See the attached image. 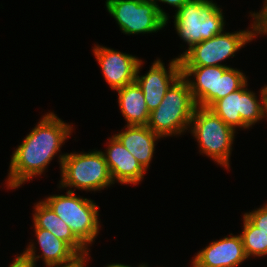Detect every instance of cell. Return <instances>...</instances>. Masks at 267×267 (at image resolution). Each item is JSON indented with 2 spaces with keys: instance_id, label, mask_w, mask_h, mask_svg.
<instances>
[{
  "instance_id": "5bb4252c",
  "label": "cell",
  "mask_w": 267,
  "mask_h": 267,
  "mask_svg": "<svg viewBox=\"0 0 267 267\" xmlns=\"http://www.w3.org/2000/svg\"><path fill=\"white\" fill-rule=\"evenodd\" d=\"M104 154L112 180L122 184H138L144 178L146 170L137 159L113 135ZM116 179V180H115Z\"/></svg>"
},
{
  "instance_id": "3957f363",
  "label": "cell",
  "mask_w": 267,
  "mask_h": 267,
  "mask_svg": "<svg viewBox=\"0 0 267 267\" xmlns=\"http://www.w3.org/2000/svg\"><path fill=\"white\" fill-rule=\"evenodd\" d=\"M196 107L188 82L181 75L150 112L147 126L161 138L181 135L188 130Z\"/></svg>"
},
{
  "instance_id": "44dd1931",
  "label": "cell",
  "mask_w": 267,
  "mask_h": 267,
  "mask_svg": "<svg viewBox=\"0 0 267 267\" xmlns=\"http://www.w3.org/2000/svg\"><path fill=\"white\" fill-rule=\"evenodd\" d=\"M253 19L254 23V37H256L258 34H267V0H264V6L262 7V10L257 13L253 12V14H250Z\"/></svg>"
},
{
  "instance_id": "9a60e30c",
  "label": "cell",
  "mask_w": 267,
  "mask_h": 267,
  "mask_svg": "<svg viewBox=\"0 0 267 267\" xmlns=\"http://www.w3.org/2000/svg\"><path fill=\"white\" fill-rule=\"evenodd\" d=\"M125 129L114 136L147 171L155 151V141L161 137L147 125H126Z\"/></svg>"
},
{
  "instance_id": "2e32d148",
  "label": "cell",
  "mask_w": 267,
  "mask_h": 267,
  "mask_svg": "<svg viewBox=\"0 0 267 267\" xmlns=\"http://www.w3.org/2000/svg\"><path fill=\"white\" fill-rule=\"evenodd\" d=\"M39 247L42 254L36 256L34 244L29 246L24 251L35 262L41 257L46 266L64 264L72 261L78 254L64 241L56 238L51 232L42 228H34Z\"/></svg>"
},
{
  "instance_id": "7a4b0ae2",
  "label": "cell",
  "mask_w": 267,
  "mask_h": 267,
  "mask_svg": "<svg viewBox=\"0 0 267 267\" xmlns=\"http://www.w3.org/2000/svg\"><path fill=\"white\" fill-rule=\"evenodd\" d=\"M181 75L188 82L196 106L208 109L247 82L243 72L229 66H181ZM192 75L195 80H190Z\"/></svg>"
},
{
  "instance_id": "cb8c5ba5",
  "label": "cell",
  "mask_w": 267,
  "mask_h": 267,
  "mask_svg": "<svg viewBox=\"0 0 267 267\" xmlns=\"http://www.w3.org/2000/svg\"><path fill=\"white\" fill-rule=\"evenodd\" d=\"M89 254H81L74 258L72 261L64 263V264H56V265H48L46 267H86V263L88 262Z\"/></svg>"
},
{
  "instance_id": "8fae6325",
  "label": "cell",
  "mask_w": 267,
  "mask_h": 267,
  "mask_svg": "<svg viewBox=\"0 0 267 267\" xmlns=\"http://www.w3.org/2000/svg\"><path fill=\"white\" fill-rule=\"evenodd\" d=\"M169 63V70L167 71L164 63L160 59H157L147 74L142 76L138 74L143 62L140 60L138 63L135 81L143 91L149 112L158 107L167 90L181 76L180 58L172 59Z\"/></svg>"
},
{
  "instance_id": "ffe728a7",
  "label": "cell",
  "mask_w": 267,
  "mask_h": 267,
  "mask_svg": "<svg viewBox=\"0 0 267 267\" xmlns=\"http://www.w3.org/2000/svg\"><path fill=\"white\" fill-rule=\"evenodd\" d=\"M244 216L260 231L267 235V204L253 210L252 212L245 213Z\"/></svg>"
},
{
  "instance_id": "ac0fdd59",
  "label": "cell",
  "mask_w": 267,
  "mask_h": 267,
  "mask_svg": "<svg viewBox=\"0 0 267 267\" xmlns=\"http://www.w3.org/2000/svg\"><path fill=\"white\" fill-rule=\"evenodd\" d=\"M116 91L121 113L127 121L126 125H147L150 112L138 83L135 81Z\"/></svg>"
},
{
  "instance_id": "ba28073f",
  "label": "cell",
  "mask_w": 267,
  "mask_h": 267,
  "mask_svg": "<svg viewBox=\"0 0 267 267\" xmlns=\"http://www.w3.org/2000/svg\"><path fill=\"white\" fill-rule=\"evenodd\" d=\"M252 28H254V23H252L251 31L222 32L193 45L179 56L181 66H226L219 62L234 57L240 48L255 38Z\"/></svg>"
},
{
  "instance_id": "484cf974",
  "label": "cell",
  "mask_w": 267,
  "mask_h": 267,
  "mask_svg": "<svg viewBox=\"0 0 267 267\" xmlns=\"http://www.w3.org/2000/svg\"><path fill=\"white\" fill-rule=\"evenodd\" d=\"M105 267H132V266H130V265H125V264H120V263H113V264H108V266H105ZM138 267H148V266H146L145 264H141V265H139Z\"/></svg>"
},
{
  "instance_id": "8992f818",
  "label": "cell",
  "mask_w": 267,
  "mask_h": 267,
  "mask_svg": "<svg viewBox=\"0 0 267 267\" xmlns=\"http://www.w3.org/2000/svg\"><path fill=\"white\" fill-rule=\"evenodd\" d=\"M189 128L199 143L200 153L229 169L235 129L204 107L195 108Z\"/></svg>"
},
{
  "instance_id": "7402d4cb",
  "label": "cell",
  "mask_w": 267,
  "mask_h": 267,
  "mask_svg": "<svg viewBox=\"0 0 267 267\" xmlns=\"http://www.w3.org/2000/svg\"><path fill=\"white\" fill-rule=\"evenodd\" d=\"M146 1L155 5L157 7L160 15L166 20V23H168V15H167V13H165L163 11V9H161V7H159L157 5L158 4L157 1H160L162 3H167V4L177 8V10H175V11H178L185 3H187L190 0H146Z\"/></svg>"
},
{
  "instance_id": "603a6c76",
  "label": "cell",
  "mask_w": 267,
  "mask_h": 267,
  "mask_svg": "<svg viewBox=\"0 0 267 267\" xmlns=\"http://www.w3.org/2000/svg\"><path fill=\"white\" fill-rule=\"evenodd\" d=\"M9 267H36V262L25 252L19 254Z\"/></svg>"
},
{
  "instance_id": "d6986e66",
  "label": "cell",
  "mask_w": 267,
  "mask_h": 267,
  "mask_svg": "<svg viewBox=\"0 0 267 267\" xmlns=\"http://www.w3.org/2000/svg\"><path fill=\"white\" fill-rule=\"evenodd\" d=\"M246 257L267 255V235L255 227L243 215V230L240 234Z\"/></svg>"
},
{
  "instance_id": "277c9868",
  "label": "cell",
  "mask_w": 267,
  "mask_h": 267,
  "mask_svg": "<svg viewBox=\"0 0 267 267\" xmlns=\"http://www.w3.org/2000/svg\"><path fill=\"white\" fill-rule=\"evenodd\" d=\"M59 164L61 181L59 188L100 191L114 184L102 151L61 154Z\"/></svg>"
},
{
  "instance_id": "52a82bcc",
  "label": "cell",
  "mask_w": 267,
  "mask_h": 267,
  "mask_svg": "<svg viewBox=\"0 0 267 267\" xmlns=\"http://www.w3.org/2000/svg\"><path fill=\"white\" fill-rule=\"evenodd\" d=\"M66 194L51 195L44 202L88 248L98 236L101 227L98 206L93 200L76 196L72 190H67Z\"/></svg>"
},
{
  "instance_id": "7c38bea8",
  "label": "cell",
  "mask_w": 267,
  "mask_h": 267,
  "mask_svg": "<svg viewBox=\"0 0 267 267\" xmlns=\"http://www.w3.org/2000/svg\"><path fill=\"white\" fill-rule=\"evenodd\" d=\"M105 81L113 90L135 82L136 70L140 59L111 48L96 45L93 48Z\"/></svg>"
},
{
  "instance_id": "6da1fadb",
  "label": "cell",
  "mask_w": 267,
  "mask_h": 267,
  "mask_svg": "<svg viewBox=\"0 0 267 267\" xmlns=\"http://www.w3.org/2000/svg\"><path fill=\"white\" fill-rule=\"evenodd\" d=\"M72 128L53 112L45 114L14 150L7 176V189L18 188L33 177L41 175L57 152L60 153V148L70 137Z\"/></svg>"
},
{
  "instance_id": "5b68a950",
  "label": "cell",
  "mask_w": 267,
  "mask_h": 267,
  "mask_svg": "<svg viewBox=\"0 0 267 267\" xmlns=\"http://www.w3.org/2000/svg\"><path fill=\"white\" fill-rule=\"evenodd\" d=\"M177 34L188 44V49L208 40L224 30V15L212 0H190L174 15Z\"/></svg>"
},
{
  "instance_id": "9c48e42d",
  "label": "cell",
  "mask_w": 267,
  "mask_h": 267,
  "mask_svg": "<svg viewBox=\"0 0 267 267\" xmlns=\"http://www.w3.org/2000/svg\"><path fill=\"white\" fill-rule=\"evenodd\" d=\"M247 82L238 90L217 100L209 109L227 125L249 129L264 117V87L260 89L261 100L246 88ZM262 102V104L260 103Z\"/></svg>"
},
{
  "instance_id": "e0dca14e",
  "label": "cell",
  "mask_w": 267,
  "mask_h": 267,
  "mask_svg": "<svg viewBox=\"0 0 267 267\" xmlns=\"http://www.w3.org/2000/svg\"><path fill=\"white\" fill-rule=\"evenodd\" d=\"M37 203L34 206L33 214L35 228L48 230L56 238L66 242L78 255L89 253L90 249L73 234L70 227L44 201L41 200Z\"/></svg>"
},
{
  "instance_id": "d4e9b609",
  "label": "cell",
  "mask_w": 267,
  "mask_h": 267,
  "mask_svg": "<svg viewBox=\"0 0 267 267\" xmlns=\"http://www.w3.org/2000/svg\"><path fill=\"white\" fill-rule=\"evenodd\" d=\"M266 116H267V85L264 86V117Z\"/></svg>"
},
{
  "instance_id": "4fadbf2b",
  "label": "cell",
  "mask_w": 267,
  "mask_h": 267,
  "mask_svg": "<svg viewBox=\"0 0 267 267\" xmlns=\"http://www.w3.org/2000/svg\"><path fill=\"white\" fill-rule=\"evenodd\" d=\"M212 241L192 259L197 267H237L247 257L240 235Z\"/></svg>"
},
{
  "instance_id": "30bf717a",
  "label": "cell",
  "mask_w": 267,
  "mask_h": 267,
  "mask_svg": "<svg viewBox=\"0 0 267 267\" xmlns=\"http://www.w3.org/2000/svg\"><path fill=\"white\" fill-rule=\"evenodd\" d=\"M105 3L125 34L158 32L167 25L157 7L146 0H106Z\"/></svg>"
}]
</instances>
